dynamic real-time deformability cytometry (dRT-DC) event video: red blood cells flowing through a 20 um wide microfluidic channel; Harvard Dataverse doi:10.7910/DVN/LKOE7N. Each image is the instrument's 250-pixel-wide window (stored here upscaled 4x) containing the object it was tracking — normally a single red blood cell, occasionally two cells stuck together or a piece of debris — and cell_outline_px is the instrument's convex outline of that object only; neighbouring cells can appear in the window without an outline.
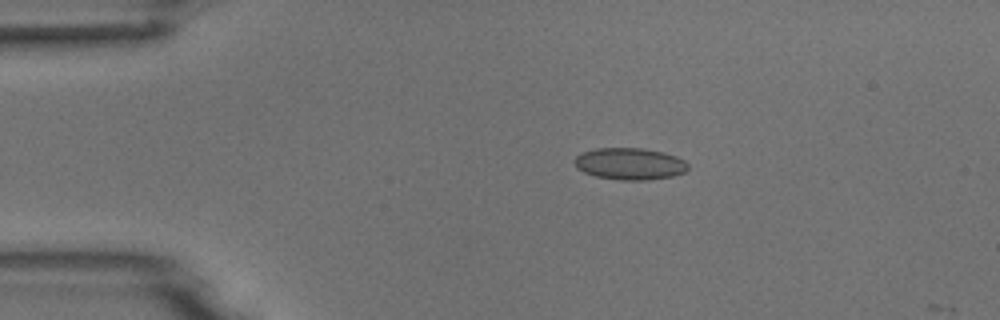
{"species": "common noctule bat (a hibernating species)", "species_latin": "Nyctalus noctula", "temperature_condition": "room temperature", "stored_images_in_passage": 4, "camera_frame_rate_fps": 3000, "um_per_image_px": 0.085, "animal": {"sex": "male", "body_mass_g": 18.8}, "frame": {"image": 1, "passage_image": 4, "time_ms": 3.667, "image_size_px": [1000, 320], "cell_outline_px": [[688, 168], [684, 172], [672, 176], [648, 180], [620, 180], [596, 176], [584, 172], [576, 168], [572, 160], [576, 156], [584, 152], [596, 148], [644, 148], [664, 152], [676, 156], [684, 160], [688, 164]], "centroid_in_image_um": [53.52, 13.92], "position_along_channel_um": 31.5, "area_um2": 21.15}}